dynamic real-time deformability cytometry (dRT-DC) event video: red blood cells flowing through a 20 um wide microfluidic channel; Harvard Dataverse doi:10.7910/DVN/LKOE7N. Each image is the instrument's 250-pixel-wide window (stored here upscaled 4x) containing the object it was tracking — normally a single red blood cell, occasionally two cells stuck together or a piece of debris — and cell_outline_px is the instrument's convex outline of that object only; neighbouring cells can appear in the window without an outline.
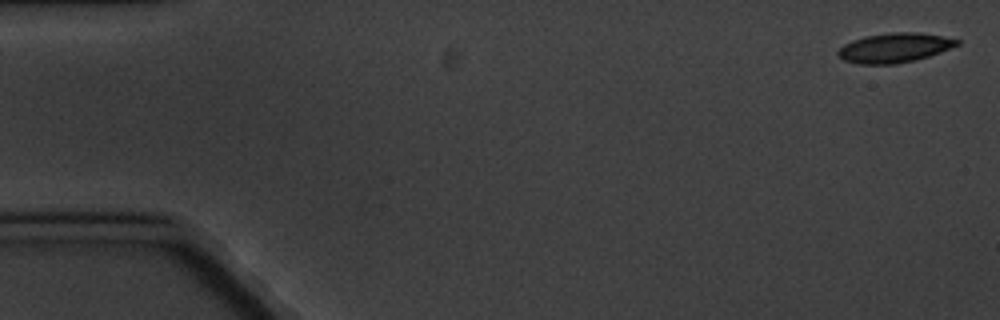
{"species": "common noctule bat (a hibernating species)", "species_latin": "Nyctalus noctula", "temperature_condition": "cold", "stored_images_in_passage": 8, "camera_frame_rate_fps": 3000, "um_per_image_px": 0.085, "animal": {"sex": "male", "body_mass_g": 20.1, "forearm_length_mm": 53.5}, "frame": {"image": 1, "passage_image": 1, "time_ms": 0.0, "image_size_px": [1000, 320], "cell_outline_px": [[960, 44], [940, 52], [928, 56], [896, 64], [860, 64], [844, 60], [836, 52], [844, 44], [852, 40], [864, 36], [892, 32], [916, 32], [940, 36], [960, 40]], "centroid_in_image_um": [76.01, 4.05], "position_along_channel_um": 9.0, "area_um2": 20.23}}
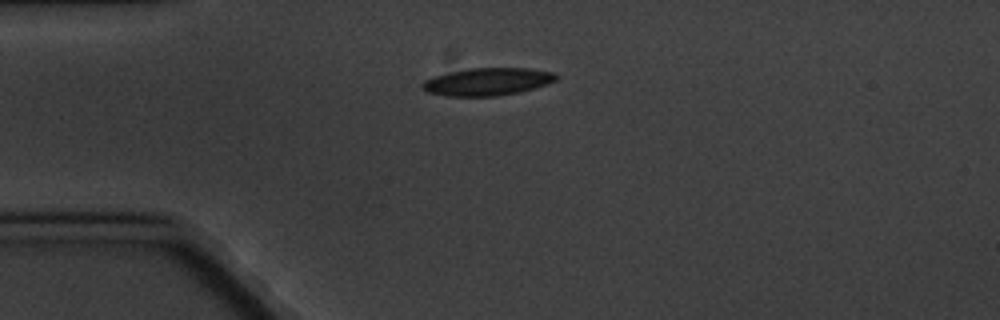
{"frame": {"image": 2, "passage_image": 4, "time_ms": 4.333, "image_size_px": [1000, 320], "cell_outline_px": [[560, 76], [556, 80], [548, 84], [536, 88], [520, 92], [496, 96], [444, 96], [428, 92], [420, 88], [420, 84], [424, 80], [436, 76], [468, 68], [528, 68], [552, 72]], "centroid_in_image_um": [41.45, 6.95], "position_along_channel_um": 43.6, "area_um2": 21.62}}